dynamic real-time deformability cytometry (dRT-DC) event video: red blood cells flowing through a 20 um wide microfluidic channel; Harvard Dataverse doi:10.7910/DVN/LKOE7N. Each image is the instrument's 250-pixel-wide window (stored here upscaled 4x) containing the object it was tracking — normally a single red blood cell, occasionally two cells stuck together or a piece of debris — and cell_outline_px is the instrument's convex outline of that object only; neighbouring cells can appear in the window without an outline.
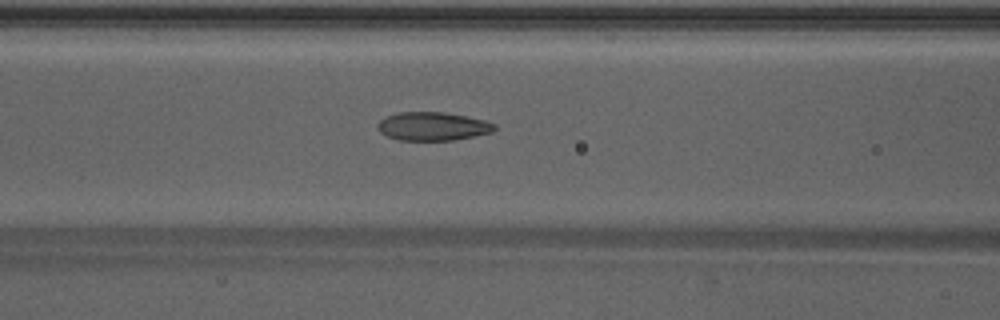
{"species": "Egyptian fruit bat (a non-hibernating species)", "species_latin": "Rousettus aegyptiacus", "temperature_condition": "warm", "stored_images_in_passage": 21, "camera_frame_rate_fps": 3000, "um_per_image_px": 0.085, "animal": {"sex": "male"}, "frame": {"image": 1, "passage_image": 5, "time_ms": 1.333, "image_size_px": [1000, 320], "cell_outline_px": [[496, 128], [492, 132], [452, 140], [400, 140], [388, 136], [380, 132], [376, 128], [376, 124], [380, 120], [388, 116], [400, 112], [444, 112], [484, 120], [496, 124]], "centroid_in_image_um": [36.76, 10.73], "position_along_channel_um": 129.8, "area_um2": 19.19}}
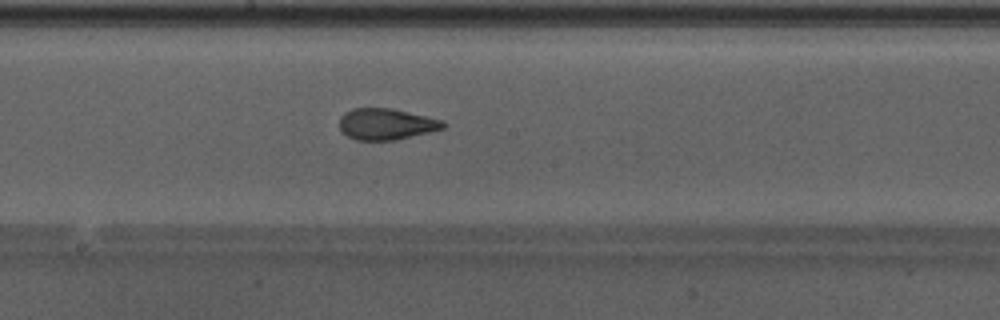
{"frame": {"image": 2, "passage_image": 11, "time_ms": 3.333, "image_size_px": [1000, 320], "cell_outline_px": [[448, 124], [444, 128], [396, 140], [356, 140], [348, 136], [340, 128], [340, 116], [344, 112], [352, 108], [392, 108], [444, 120]], "centroid_in_image_um": [32.85, 10.54], "position_along_channel_um": 215.4, "area_um2": 18.96}}
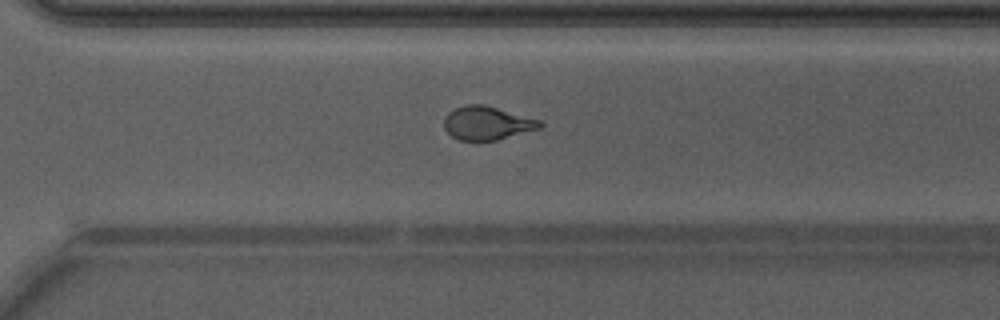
{"frame": {"image": 3, "passage_image": 19, "time_ms": 6.0, "image_size_px": [1000, 320], "cell_outline_px": [[544, 124], [540, 128], [496, 140], [460, 140], [452, 136], [444, 128], [444, 116], [448, 112], [456, 108], [468, 104], [484, 104], [540, 120]], "centroid_in_image_um": [41.39, 10.45], "position_along_channel_um": 329.2, "area_um2": 18.55}}